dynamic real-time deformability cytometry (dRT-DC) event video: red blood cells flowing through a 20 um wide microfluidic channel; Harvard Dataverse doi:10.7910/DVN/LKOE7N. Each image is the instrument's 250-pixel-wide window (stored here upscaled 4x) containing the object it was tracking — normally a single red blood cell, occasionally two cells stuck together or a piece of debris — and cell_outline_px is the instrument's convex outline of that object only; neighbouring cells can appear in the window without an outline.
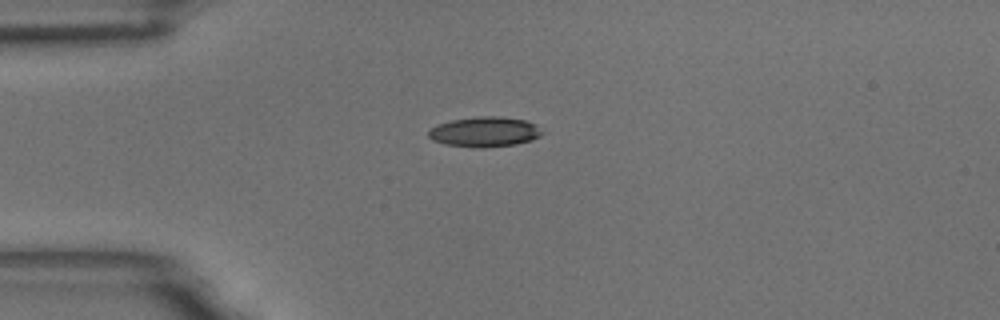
{"species": "common noctule bat (a hibernating species)", "species_latin": "Nyctalus noctula", "temperature_condition": "room temperature", "stored_images_in_passage": 6, "camera_frame_rate_fps": 3000, "um_per_image_px": 0.085, "animal": {"sex": "male", "body_mass_g": 18.8}, "frame": {"image": 1, "passage_image": 1, "time_ms": 0.0, "image_size_px": [1000, 320], "cell_outline_px": [[544, 132], [540, 136], [532, 140], [516, 144], [448, 144], [432, 140], [428, 136], [428, 132], [436, 124], [452, 120], [476, 116], [500, 116], [524, 120], [536, 124]], "centroid_in_image_um": [41.23, 11.13], "position_along_channel_um": 43.8, "area_um2": 18.9}}
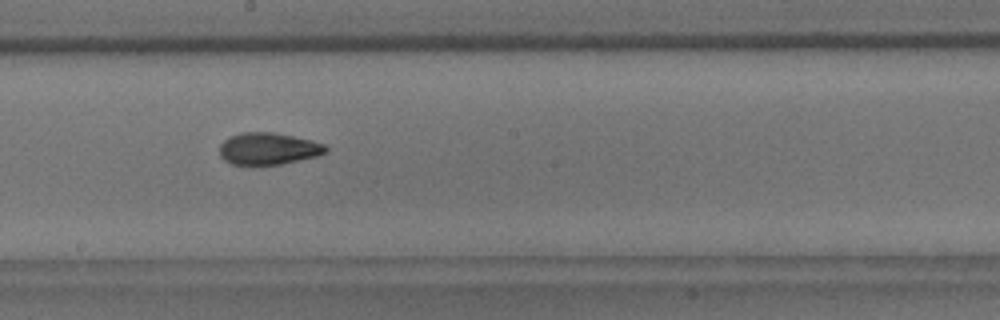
{"frame": {"image": 2, "passage_image": 6, "time_ms": 1.667, "image_size_px": [1000, 320], "cell_outline_px": [[328, 152], [316, 156], [280, 164], [232, 164], [224, 160], [220, 156], [220, 144], [228, 136], [240, 132], [272, 132], [312, 140], [324, 144], [328, 148]], "centroid_in_image_um": [22.79, 12.62], "position_along_channel_um": 225.4, "area_um2": 19.71}}